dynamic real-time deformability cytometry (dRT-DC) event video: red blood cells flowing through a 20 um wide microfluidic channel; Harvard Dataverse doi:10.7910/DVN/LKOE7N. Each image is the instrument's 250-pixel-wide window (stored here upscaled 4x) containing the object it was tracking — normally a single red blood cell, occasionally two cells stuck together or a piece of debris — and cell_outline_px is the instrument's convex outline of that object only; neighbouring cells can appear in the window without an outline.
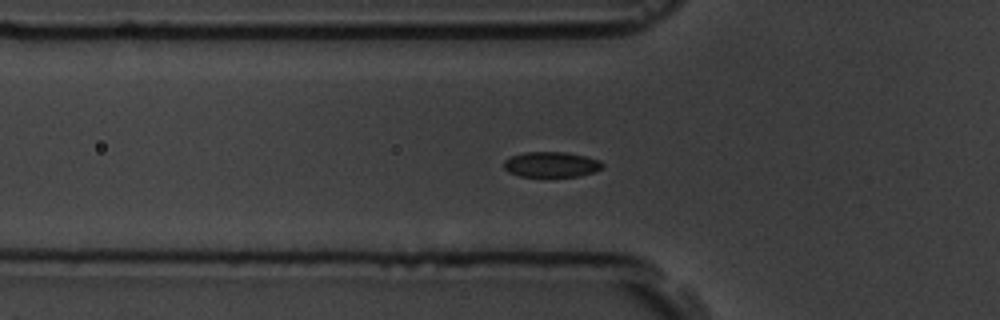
{"species": "common noctule bat (a hibernating species)", "species_latin": "Nyctalus noctula", "temperature_condition": "room temperature", "stored_images_in_passage": 59, "segment_of_instrument_passage": [1, 2], "camera_frame_rate_fps": 3000, "um_per_image_px": 0.085, "animal": {"sex": "male", "body_mass_g": 19.5, "forearm_length_mm": 54.6}, "frame": {"image": 1, "passage_image": 20, "time_ms": 6.333, "image_size_px": [1000, 320], "cell_outline_px": [[604, 168], [580, 176], [520, 176], [508, 172], [504, 168], [504, 160], [512, 156], [524, 152], [568, 152], [588, 156], [600, 160], [604, 164]], "centroid_in_image_um": [46.89, 13.97], "position_along_channel_um": 78.9, "area_um2": 14.68}}
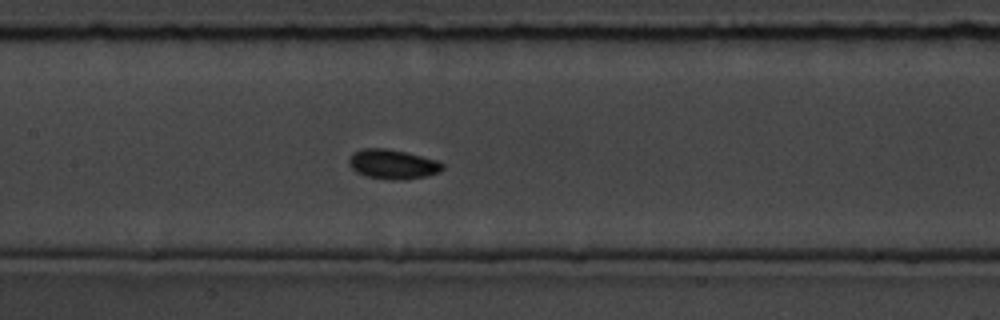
{"frame": {"image": 2, "passage_image": 28, "time_ms": 9.0, "image_size_px": [1000, 320], "cell_outline_px": [[444, 168], [440, 172], [424, 176], [404, 180], [392, 180], [368, 176], [356, 172], [348, 164], [348, 160], [352, 152], [364, 148], [388, 148], [440, 160], [444, 164]], "centroid_in_image_um": [33.4, 13.95], "position_along_channel_um": 174.0, "area_um2": 16.3}}
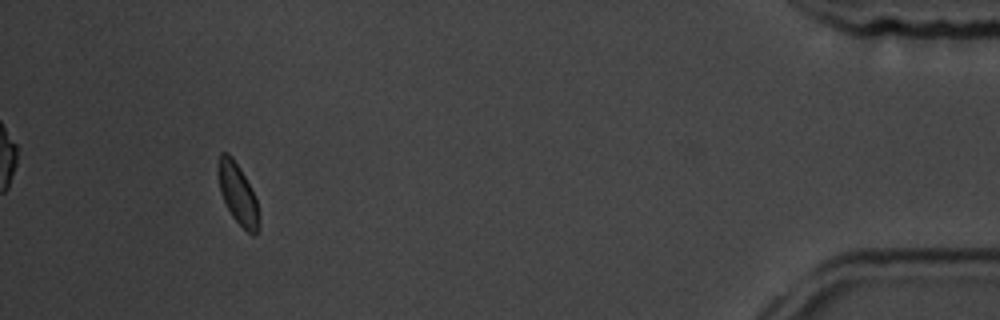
{"frame": {"image": 3, "passage_image": 54, "time_ms": 17.667, "image_size_px": [1000, 320], "cell_outline_px": [[260, 228], [256, 236], [252, 236], [232, 216], [220, 192], [216, 172], [216, 164], [220, 152], [228, 152], [232, 156], [240, 168], [256, 200], [260, 220]], "centroid_in_image_um": [20.19, 16.45], "position_along_channel_um": 415.0, "area_um2": 14.62}}